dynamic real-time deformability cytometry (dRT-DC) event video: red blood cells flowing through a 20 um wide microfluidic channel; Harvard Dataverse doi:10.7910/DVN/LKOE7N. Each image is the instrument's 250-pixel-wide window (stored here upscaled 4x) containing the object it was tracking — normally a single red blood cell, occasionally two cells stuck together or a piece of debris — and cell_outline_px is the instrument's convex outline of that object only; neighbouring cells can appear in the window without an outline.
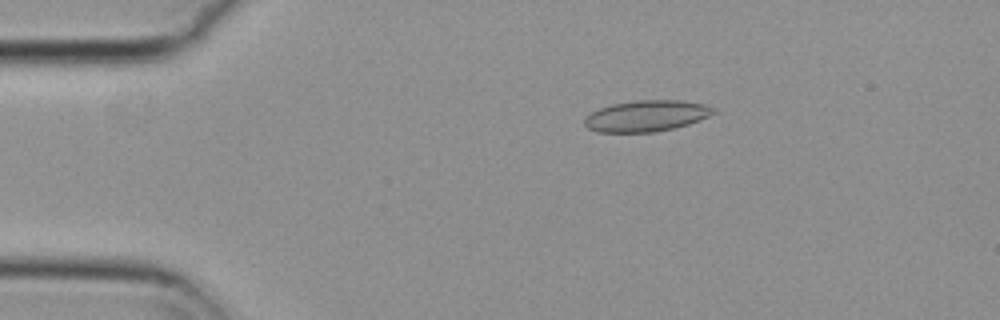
{"species": "common noctule bat (a hibernating species)", "species_latin": "Nyctalus noctula", "temperature_condition": "cold", "stored_images_in_passage": 55, "camera_frame_rate_fps": 3000, "um_per_image_px": 0.085, "animal": {"sex": "female", "body_mass_g": 29.2, "forearm_length_mm": 56.3}, "frame": {"image": 1, "passage_image": 10, "time_ms": 3.0, "image_size_px": [1000, 320], "cell_outline_px": [[716, 112], [700, 120], [688, 124], [672, 128], [652, 132], [596, 132], [588, 128], [584, 124], [584, 120], [592, 112], [600, 108], [612, 104], [636, 100], [680, 100], [704, 104], [716, 108]], "centroid_in_image_um": [54.96, 9.85], "position_along_channel_um": 30.0, "area_um2": 23.29}}
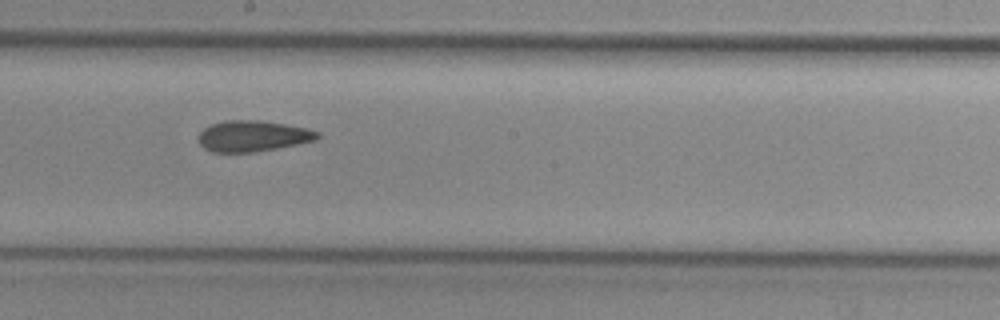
{"frame": {"image": 2, "passage_image": 30, "time_ms": 9.667, "image_size_px": [1000, 320], "cell_outline_px": [[320, 136], [316, 140], [276, 148], [252, 152], [212, 152], [204, 148], [200, 144], [196, 136], [204, 128], [212, 124], [224, 120], [260, 120], [308, 128], [320, 132]], "centroid_in_image_um": [21.47, 11.56], "position_along_channel_um": 226.7, "area_um2": 21.5}}
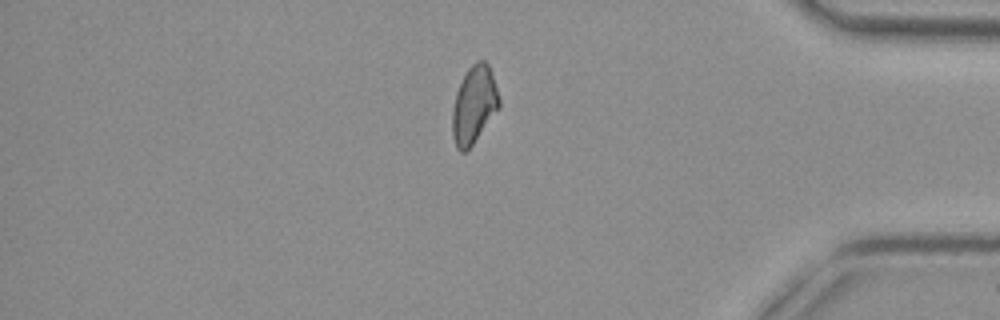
{"frame": {"image": 3, "passage_image": 46, "time_ms": 15.0, "image_size_px": [1000, 320], "cell_outline_px": [[500, 108], [472, 144], [464, 152], [460, 152], [456, 148], [452, 136], [452, 112], [456, 92], [468, 68], [476, 60], [484, 60], [488, 64], [492, 72], [500, 100]], "centroid_in_image_um": [40.29, 8.9], "position_along_channel_um": 394.9, "area_um2": 21.1}, "authors_computed_cell_mechanics": {"area_um2": 21.7328, "velocity_mm_per_s": 3.7457, "shape_relaxation_time_tau1_ms": null, "shape_relaxation_time_tau2_ms": 3.7748, "deformation_change_tau1": null, "deformation_change_tau2": 0.1043}}